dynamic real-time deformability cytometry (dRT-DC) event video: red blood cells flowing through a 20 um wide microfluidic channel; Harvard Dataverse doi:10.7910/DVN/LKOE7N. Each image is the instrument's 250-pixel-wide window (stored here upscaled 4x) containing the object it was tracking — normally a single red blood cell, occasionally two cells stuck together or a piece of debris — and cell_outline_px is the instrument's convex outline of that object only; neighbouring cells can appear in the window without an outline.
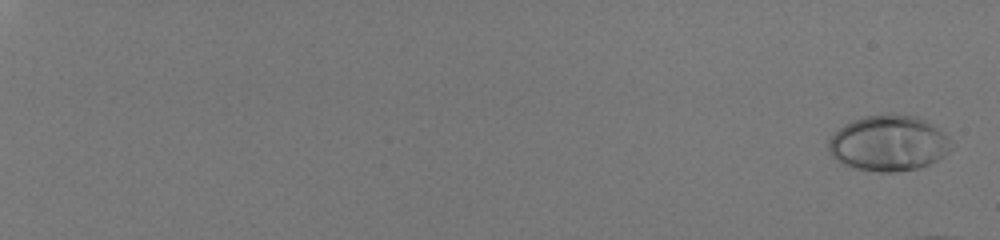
{"species": "human", "species_latin": "Homo sapiens", "temperature_condition": "room temperature", "stored_images_in_passage": 30, "camera_frame_rate_fps": 3000, "um_per_image_px": 0.085, "donor": {"sex": "male"}, "frame": {"image": 1, "passage_image": 2, "time_ms": 0.333, "image_size_px": [1000, 240], "cell_outline_px": [[952, 148], [944, 156], [920, 168], [896, 172], [876, 172], [852, 168], [836, 160], [832, 156], [828, 148], [828, 140], [844, 124], [852, 120], [864, 116], [888, 112], [916, 116], [924, 120], [944, 132], [948, 136]], "centroid_in_image_um": [75.52, 12.17], "position_along_channel_um": 9.5, "area_um2": 40.23}}
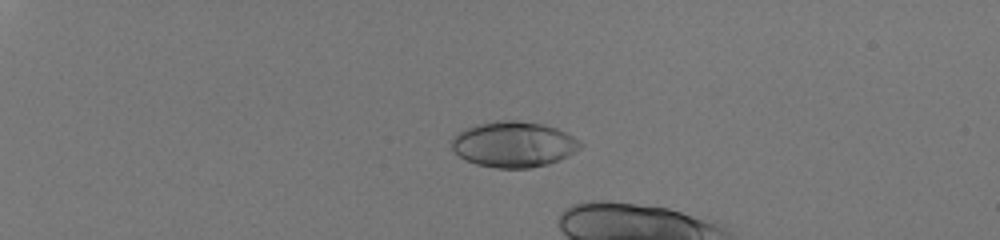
{"frame": {"image": 2, "passage_image": 18, "time_ms": 5.667, "image_size_px": [1000, 240], "cell_outline_px": [[584, 144], [580, 148], [568, 156], [548, 164], [528, 168], [496, 168], [476, 164], [464, 160], [452, 148], [452, 136], [456, 132], [464, 128], [476, 124], [496, 120], [520, 120], [544, 124], [556, 128], [572, 136]], "centroid_in_image_um": [43.63, 12.25], "position_along_channel_um": 41.4, "area_um2": 34.51}}
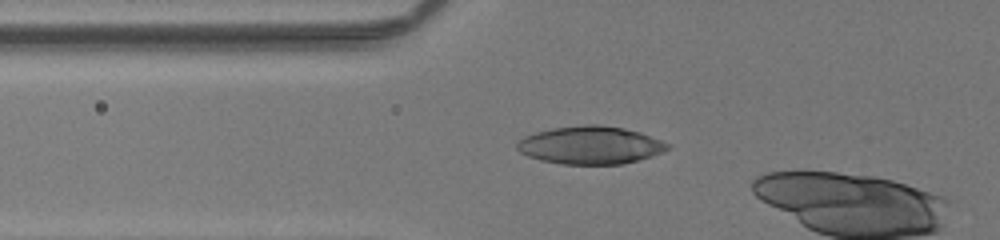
{"frame": {"image": 3, "passage_image": 27, "time_ms": 8.667, "image_size_px": [1000, 240], "cell_outline_px": [[672, 148], [652, 156], [624, 164], [560, 164], [540, 160], [528, 156], [520, 152], [516, 148], [516, 144], [524, 136], [536, 132], [552, 128], [584, 124], [600, 124], [624, 128], [640, 132], [672, 144]], "centroid_in_image_um": [50.21, 12.33], "position_along_channel_um": 75.6, "area_um2": 33.52}}